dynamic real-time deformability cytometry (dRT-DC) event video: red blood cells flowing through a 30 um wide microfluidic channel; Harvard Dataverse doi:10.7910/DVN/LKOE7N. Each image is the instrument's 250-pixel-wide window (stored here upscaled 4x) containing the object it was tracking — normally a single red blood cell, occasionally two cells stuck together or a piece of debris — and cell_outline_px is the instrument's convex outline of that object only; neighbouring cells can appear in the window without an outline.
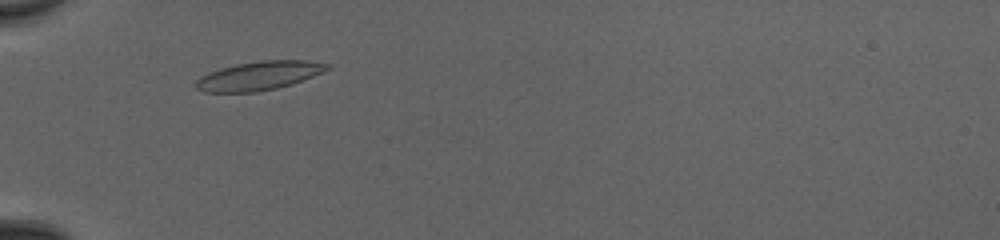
{"species": "common noctule bat (a hibernating species)", "species_latin": "Nyctalus noctula", "temperature_condition": "cold", "stored_images_in_passage": 39, "camera_frame_rate_fps": 3000, "um_per_image_px": 0.085, "animal": {"sex": "female", "body_mass_g": 20.0, "forearm_length_mm": 54.0}, "frame": {"image": 1, "passage_image": 6, "time_ms": 1.667, "image_size_px": [1000, 240], "cell_outline_px": [[332, 68], [324, 72], [292, 84], [276, 88], [256, 92], [204, 92], [196, 88], [196, 80], [200, 76], [208, 72], [220, 68], [236, 64], [260, 60], [304, 60], [332, 64]], "centroid_in_image_um": [22.04, 6.43], "position_along_channel_um": 63.0, "area_um2": 22.2}}
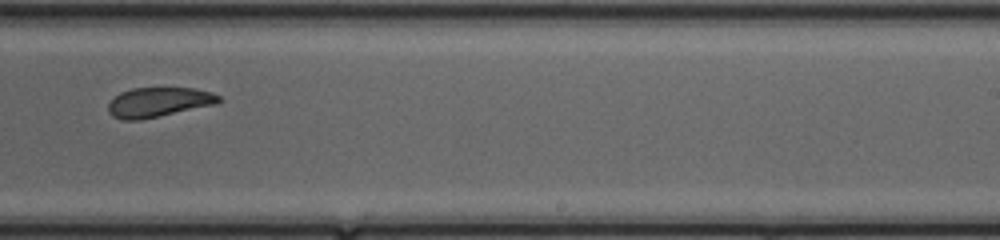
{"frame": {"image": 2, "passage_image": 22, "time_ms": 7.0, "image_size_px": [1000, 240], "cell_outline_px": [[224, 100], [220, 104], [140, 120], [120, 120], [112, 116], [108, 112], [108, 104], [120, 92], [132, 88], [196, 88], [212, 92], [220, 96]], "centroid_in_image_um": [13.54, 8.69], "position_along_channel_um": 275.5, "area_um2": 19.48}}
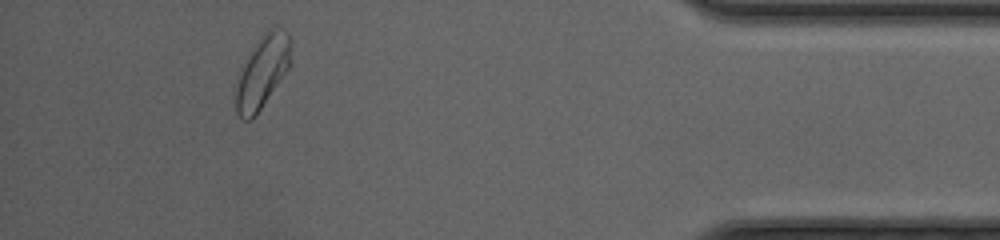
{"frame": {"image": 3, "passage_image": 35, "time_ms": 11.333, "image_size_px": [1000, 240], "cell_outline_px": [[292, 64], [252, 120], [244, 120], [236, 112], [236, 84], [248, 52], [264, 32], [268, 28], [276, 28], [288, 32], [292, 40]], "centroid_in_image_um": [22.34, 6.06], "position_along_channel_um": 412.9, "area_um2": 23.35}, "authors_computed_cell_mechanics": {"area_um2": 20.9236, "velocity_mm_per_s": 4.1603, "shape_relaxation_time_tau1_ms": null, "shape_relaxation_time_tau2_ms": 3.6495, "deformation_change_tau1": null, "deformation_change_tau2": 0.091}}